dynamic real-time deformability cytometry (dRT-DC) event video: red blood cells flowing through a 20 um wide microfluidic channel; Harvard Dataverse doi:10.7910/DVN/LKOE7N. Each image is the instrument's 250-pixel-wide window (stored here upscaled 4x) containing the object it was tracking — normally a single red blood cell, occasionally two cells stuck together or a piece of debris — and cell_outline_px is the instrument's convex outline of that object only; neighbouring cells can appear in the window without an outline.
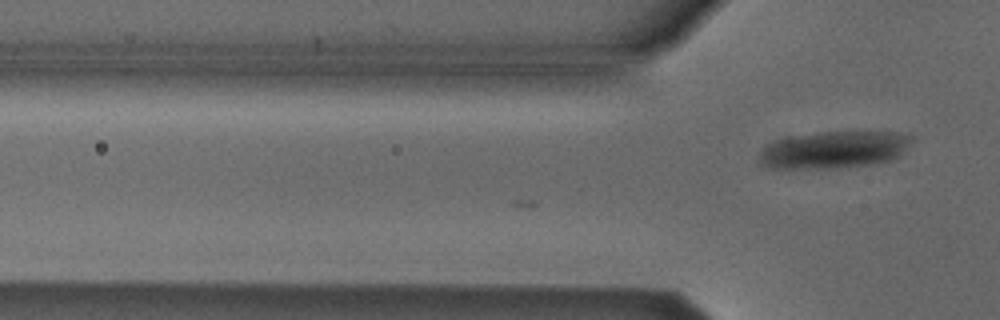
{"species": "Egyptian fruit bat (a non-hibernating species)", "species_latin": "Rousettus aegyptiacus", "temperature_condition": "cold", "stored_images_in_passage": 13, "camera_frame_rate_fps": 3000, "um_per_image_px": 0.085, "animal": {"sex": "male"}, "frame": {"image": 1, "passage_image": 13, "time_ms": 4.0, "image_size_px": [1000, 320], "cell_outline_px": [[912, 140], [896, 156], [888, 160], [872, 164], [840, 168], [764, 168], [756, 164], [756, 152], [760, 148], [776, 140], [792, 136], [816, 132], [896, 132], [912, 136]], "centroid_in_image_um": [70.71, 12.74], "position_along_channel_um": 55.1, "area_um2": 33.23}}